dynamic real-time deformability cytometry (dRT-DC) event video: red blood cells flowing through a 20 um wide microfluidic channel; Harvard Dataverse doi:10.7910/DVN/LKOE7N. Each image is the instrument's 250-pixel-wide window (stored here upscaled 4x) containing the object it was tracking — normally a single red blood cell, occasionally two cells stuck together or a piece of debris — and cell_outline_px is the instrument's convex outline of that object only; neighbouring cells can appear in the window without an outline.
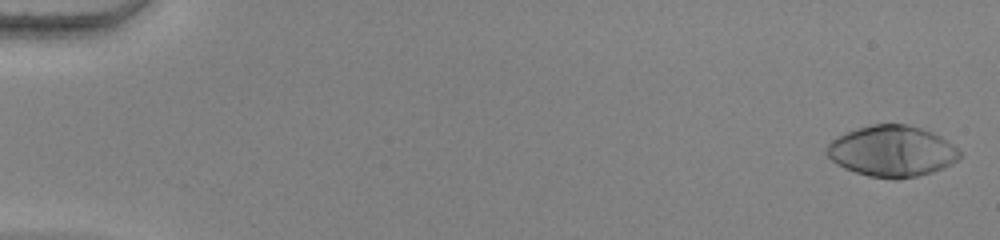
{"species": "human", "species_latin": "Homo sapiens", "temperature_condition": "warm", "stored_images_in_passage": 55, "camera_frame_rate_fps": 3000, "um_per_image_px": 0.085, "donor": {"sex": "female"}, "frame": {"image": 1, "passage_image": 2, "time_ms": 0.333, "image_size_px": [1000, 240], "cell_outline_px": [[964, 152], [952, 164], [944, 168], [932, 172], [916, 176], [896, 180], [892, 180], [868, 176], [844, 168], [836, 164], [824, 152], [828, 144], [836, 136], [872, 124], [908, 124], [932, 132], [948, 140]], "centroid_in_image_um": [75.84, 12.86], "position_along_channel_um": 9.2, "area_um2": 39.82}}
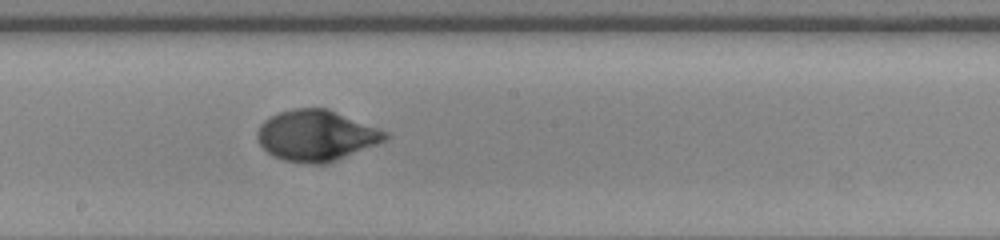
{"frame": {"image": 2, "passage_image": 32, "time_ms": 10.333, "image_size_px": [1000, 240], "cell_outline_px": [[388, 140], [380, 144], [324, 164], [304, 164], [284, 160], [272, 156], [256, 140], [256, 132], [260, 124], [264, 120], [280, 112], [292, 108], [328, 108], [388, 132]], "centroid_in_image_um": [26.88, 11.53], "position_along_channel_um": 221.3, "area_um2": 38.15}}
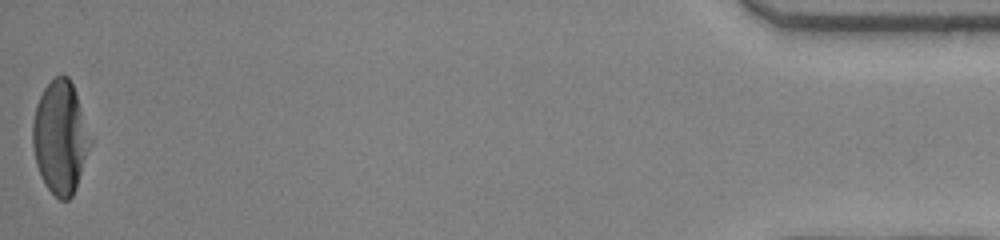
{"frame": {"image": 3, "passage_image": 55, "time_ms": 18.0, "image_size_px": [1000, 240], "cell_outline_px": [[84, 156], [76, 188], [72, 196], [68, 200], [60, 200], [44, 184], [40, 176], [36, 164], [32, 144], [32, 124], [36, 104], [44, 88], [56, 76], [68, 76], [76, 92], [80, 108], [84, 140]], "centroid_in_image_um": [4.99, 11.69], "position_along_channel_um": 430.2, "area_um2": 35.66}, "authors_computed_cell_mechanics": {"area_um2": 37.2232, "velocity_mm_per_s": 3.8551, "shape_relaxation_time_tau1_ms": 4.218, "shape_relaxation_time_tau2_ms": null, "deformation_change_tau1": 0.2621, "deformation_change_tau2": null}}